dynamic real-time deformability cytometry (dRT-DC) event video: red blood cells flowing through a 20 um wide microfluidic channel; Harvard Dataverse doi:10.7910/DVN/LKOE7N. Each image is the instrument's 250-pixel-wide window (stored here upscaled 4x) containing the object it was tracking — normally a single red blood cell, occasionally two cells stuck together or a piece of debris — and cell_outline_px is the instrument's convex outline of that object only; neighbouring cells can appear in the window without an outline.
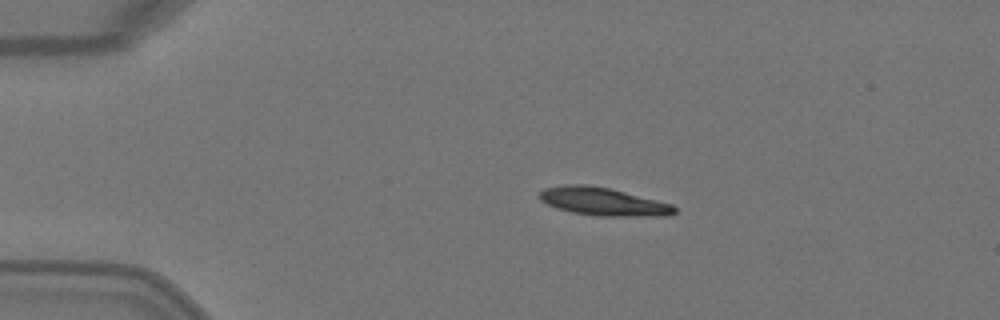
{"species": "Egyptian fruit bat (a non-hibernating species)", "species_latin": "Rousettus aegyptiacus", "temperature_condition": "warm", "stored_images_in_passage": 2, "camera_frame_rate_fps": 3000, "um_per_image_px": 0.085, "animal": {"sex": "female"}, "frame": {"image": 1, "passage_image": 1, "time_ms": 0.0, "image_size_px": [1000, 320], "cell_outline_px": [[676, 212], [668, 216], [596, 216], [572, 212], [556, 208], [540, 200], [540, 192], [544, 188], [564, 184], [588, 184], [612, 188], [672, 204], [676, 208]], "centroid_in_image_um": [51.27, 17.13], "position_along_channel_um": 33.7, "area_um2": 22.25}}